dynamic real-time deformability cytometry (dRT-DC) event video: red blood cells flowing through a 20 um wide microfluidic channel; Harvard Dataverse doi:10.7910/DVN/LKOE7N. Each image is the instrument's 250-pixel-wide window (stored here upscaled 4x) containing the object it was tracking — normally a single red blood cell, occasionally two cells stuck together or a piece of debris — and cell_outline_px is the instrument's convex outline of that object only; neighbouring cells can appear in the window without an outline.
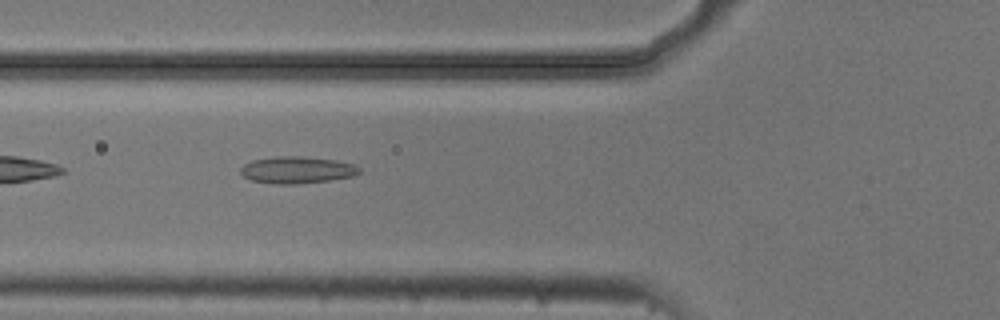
{"species": "common noctule bat (a hibernating species)", "species_latin": "Nyctalus noctula", "temperature_condition": "cold", "stored_images_in_passage": 8, "camera_frame_rate_fps": 3000, "um_per_image_px": 0.085, "animal": {"sex": "male", "body_mass_g": 20.5, "forearm_length_mm": 52.5}, "frame": {"image": 1, "passage_image": 5, "time_ms": 1.333, "image_size_px": [1000, 320], "cell_outline_px": [[360, 172], [356, 176], [328, 180], [296, 184], [276, 184], [252, 180], [244, 176], [240, 172], [240, 168], [244, 164], [252, 160], [276, 156], [300, 156], [336, 160], [352, 164], [360, 168]], "centroid_in_image_um": [25.24, 14.44], "position_along_channel_um": 100.6, "area_um2": 18.55}}
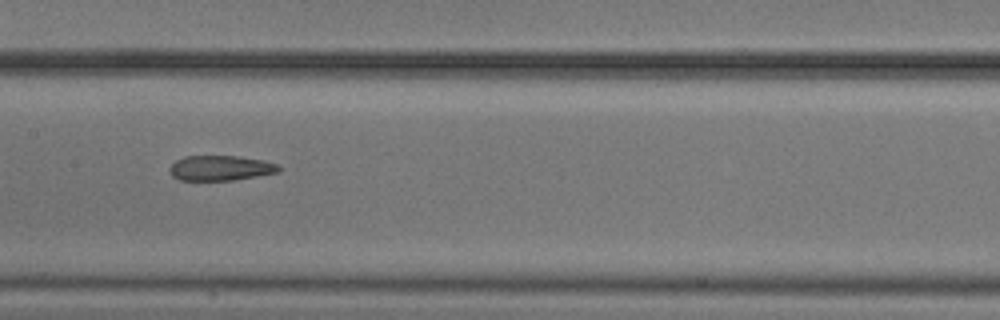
{"frame": {"image": 2, "passage_image": 7, "time_ms": 2.0, "image_size_px": [1000, 320], "cell_outline_px": [[284, 168], [280, 172], [232, 180], [180, 180], [172, 176], [168, 168], [176, 160], [184, 156], [240, 156], [264, 160], [280, 164]], "centroid_in_image_um": [18.8, 14.27], "position_along_channel_um": 188.6, "area_um2": 16.18}}
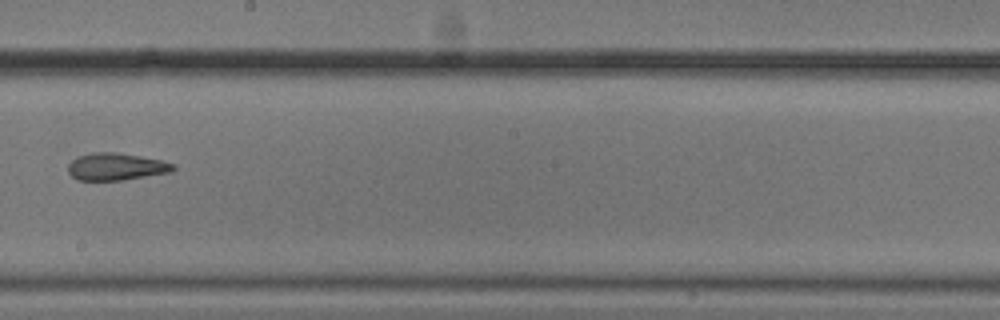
{"frame": {"image": 3, "passage_image": 8, "time_ms": 2.333, "image_size_px": [1000, 320], "cell_outline_px": [[176, 168], [172, 172], [124, 180], [76, 180], [68, 172], [68, 164], [76, 156], [92, 152], [116, 152], [164, 160], [176, 164]], "centroid_in_image_um": [9.89, 14.16], "position_along_channel_um": 238.3, "area_um2": 16.99}}